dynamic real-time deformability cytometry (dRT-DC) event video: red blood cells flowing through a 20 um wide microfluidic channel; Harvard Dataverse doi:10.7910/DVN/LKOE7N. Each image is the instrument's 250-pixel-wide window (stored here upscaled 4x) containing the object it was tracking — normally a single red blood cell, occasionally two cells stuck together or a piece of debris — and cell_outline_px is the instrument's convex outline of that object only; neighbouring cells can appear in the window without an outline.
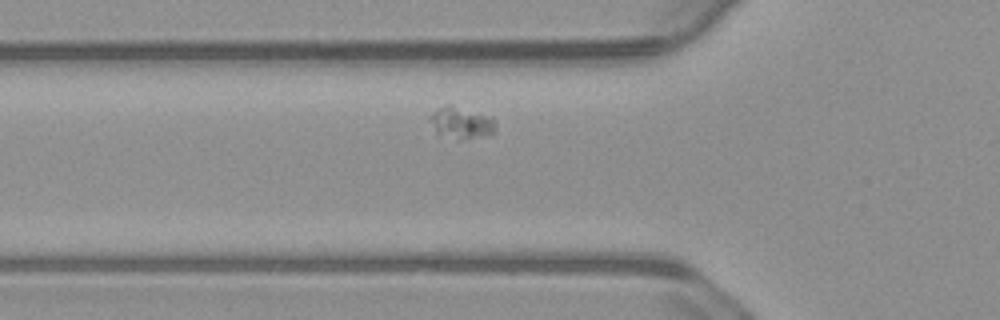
{"species": "common noctule bat (a hibernating species)", "species_latin": "Nyctalus noctula", "temperature_condition": "warm", "stored_images_in_passage": 45, "camera_frame_rate_fps": 3000, "um_per_image_px": 0.085, "animal": {"sex": "male", "body_mass_g": 23.1, "forearm_length_mm": 52.7}, "frame": {"image": 1, "passage_image": 7, "time_ms": 2.0, "image_size_px": [1000, 320], "cell_outline_px": [[496, 132], [492, 136], [464, 136], [436, 128], [428, 116], [432, 112], [444, 104], [452, 104], [496, 120]], "centroid_in_image_um": [39.31, 10.33], "position_along_channel_um": 86.5, "area_um2": 10.87}}
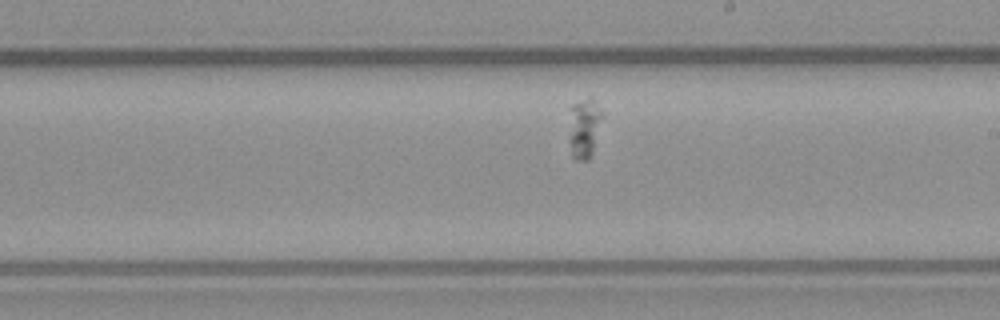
{"frame": {"image": 2, "passage_image": 20, "time_ms": 6.333, "image_size_px": [1000, 320], "cell_outline_px": [[604, 116], [592, 152], [588, 160], [576, 160], [572, 156], [572, 104], [588, 100], [592, 100], [604, 112]], "centroid_in_image_um": [49.75, 10.9], "position_along_channel_um": 239.2, "area_um2": 10.69}}
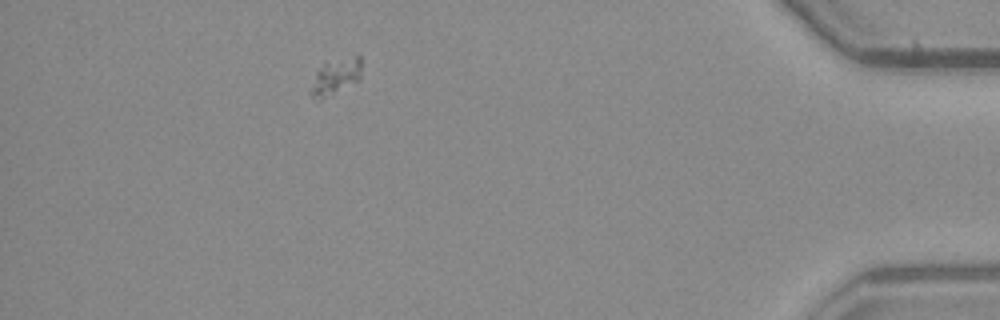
{"frame": {"image": 3, "passage_image": 39, "time_ms": 12.667, "image_size_px": [1000, 320], "cell_outline_px": [[360, 80], [320, 100], [312, 96], [308, 92], [308, 88], [316, 72], [324, 60], [356, 56], [360, 56]], "centroid_in_image_um": [28.46, 6.49], "position_along_channel_um": 406.7, "area_um2": 10.92}}